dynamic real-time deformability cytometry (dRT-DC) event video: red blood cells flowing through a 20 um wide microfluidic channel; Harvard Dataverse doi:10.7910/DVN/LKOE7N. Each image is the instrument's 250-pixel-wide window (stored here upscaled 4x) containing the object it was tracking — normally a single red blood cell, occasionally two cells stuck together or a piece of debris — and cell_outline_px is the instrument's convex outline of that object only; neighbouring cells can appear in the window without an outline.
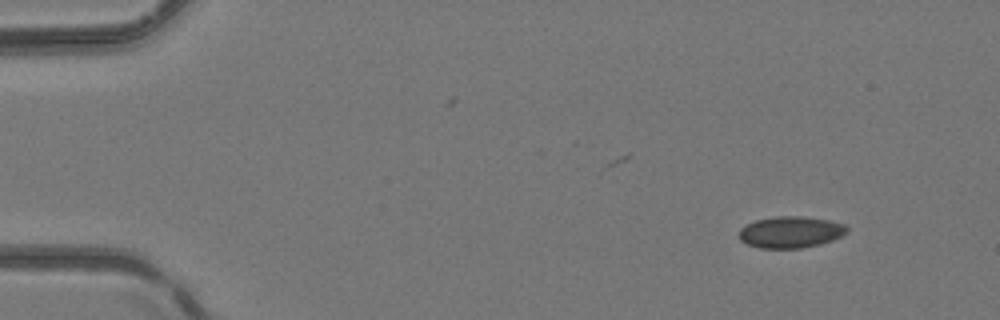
{"species": "common noctule bat (a hibernating species)", "species_latin": "Nyctalus noctula", "temperature_condition": "room temperature", "stored_images_in_passage": 4, "camera_frame_rate_fps": 3000, "um_per_image_px": 0.085, "animal": {"sex": "female", "body_mass_g": 24.6, "forearm_length_mm": 56.2}, "frame": {"image": 1, "passage_image": 1, "time_ms": 0.0, "image_size_px": [1000, 320], "cell_outline_px": [[848, 232], [832, 240], [820, 244], [800, 248], [760, 248], [748, 244], [740, 240], [740, 228], [756, 220], [776, 216], [804, 216], [828, 220], [848, 224]], "centroid_in_image_um": [67.24, 19.72], "position_along_channel_um": 17.8, "area_um2": 19.83}}
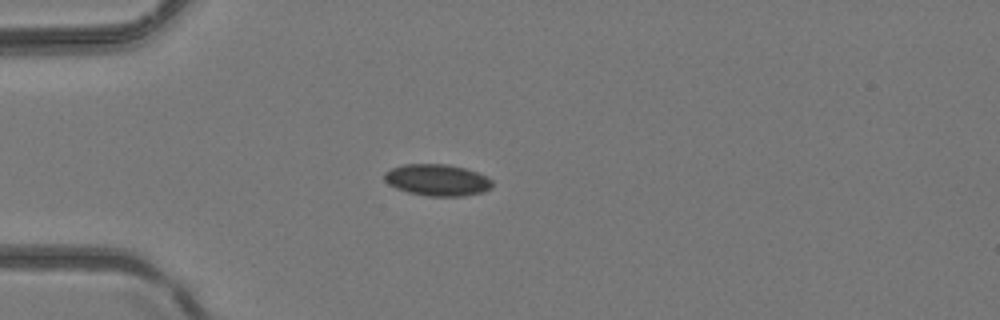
{"frame": {"image": 2, "passage_image": 3, "time_ms": 0.667, "image_size_px": [1000, 320], "cell_outline_px": [[492, 188], [484, 192], [464, 196], [428, 196], [408, 192], [396, 188], [388, 184], [384, 180], [384, 172], [392, 168], [404, 164], [448, 164], [464, 168], [476, 172], [492, 180]], "centroid_in_image_um": [37.16, 15.3], "position_along_channel_um": 47.8, "area_um2": 19.88}}